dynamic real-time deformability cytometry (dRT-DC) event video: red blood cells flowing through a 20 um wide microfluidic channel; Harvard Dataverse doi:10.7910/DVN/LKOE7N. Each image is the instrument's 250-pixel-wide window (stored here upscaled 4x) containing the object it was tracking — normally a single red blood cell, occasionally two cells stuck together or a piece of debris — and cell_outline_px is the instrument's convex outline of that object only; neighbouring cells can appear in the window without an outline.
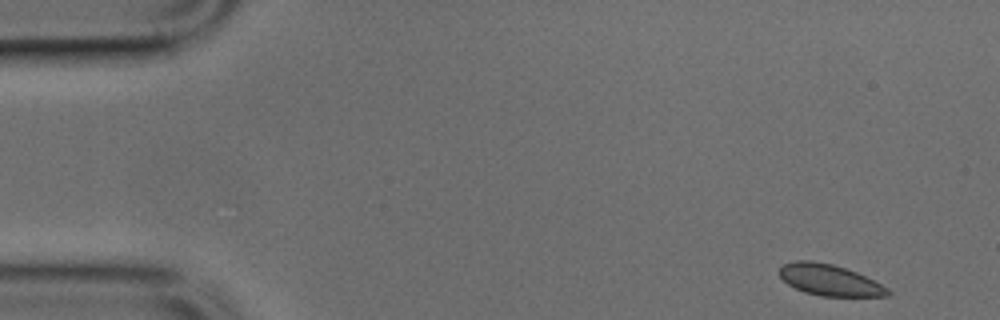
{"species": "common noctule bat (a hibernating species)", "species_latin": "Nyctalus noctula", "temperature_condition": "cold", "stored_images_in_passage": 6, "camera_frame_rate_fps": 3000, "um_per_image_px": 0.085, "animal": {"sex": "male", "body_mass_g": 17.9, "forearm_length_mm": 54.2}, "frame": {"image": 1, "passage_image": 1, "time_ms": 0.0, "image_size_px": [1000, 320], "cell_outline_px": [[892, 292], [888, 296], [820, 296], [804, 292], [788, 284], [780, 276], [780, 268], [784, 264], [796, 260], [812, 260], [832, 264], [856, 272], [888, 288]], "centroid_in_image_um": [70.51, 23.8], "position_along_channel_um": 14.5, "area_um2": 19.48}}